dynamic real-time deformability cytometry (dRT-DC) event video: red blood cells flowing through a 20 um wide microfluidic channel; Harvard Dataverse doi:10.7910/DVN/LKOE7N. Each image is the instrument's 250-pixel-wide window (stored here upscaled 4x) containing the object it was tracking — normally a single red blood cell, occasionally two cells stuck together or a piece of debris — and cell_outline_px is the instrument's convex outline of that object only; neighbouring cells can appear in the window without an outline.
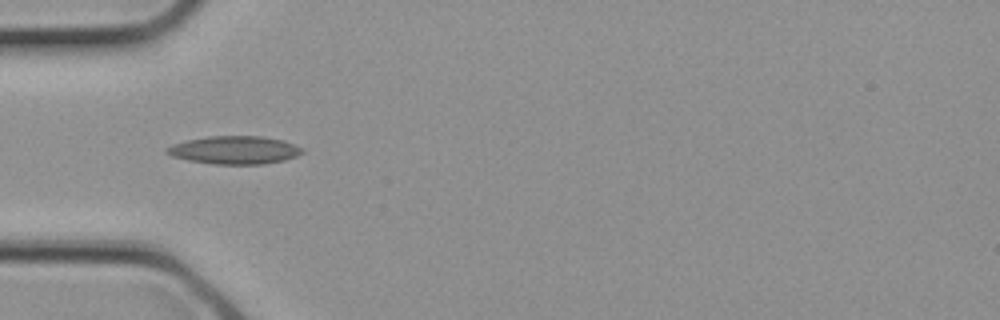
{"species": "common noctule bat (a hibernating species)", "species_latin": "Nyctalus noctula", "temperature_condition": "cold", "stored_images_in_passage": 1, "camera_frame_rate_fps": 3000, "um_per_image_px": 0.085, "animal": {"sex": "female", "body_mass_g": 21.9}, "frame": {"image": 1, "passage_image": 1, "time_ms": 0.0, "image_size_px": [1000, 320], "cell_outline_px": [[304, 152], [296, 156], [284, 160], [264, 164], [212, 164], [188, 160], [172, 156], [164, 152], [164, 148], [172, 144], [188, 140], [208, 136], [260, 136], [284, 140], [304, 148]], "centroid_in_image_um": [19.93, 12.75], "position_along_channel_um": 65.1, "area_um2": 22.25}}